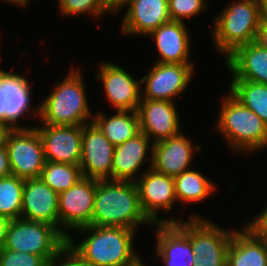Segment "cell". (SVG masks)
Returning <instances> with one entry per match:
<instances>
[{"label": "cell", "instance_id": "cell-1", "mask_svg": "<svg viewBox=\"0 0 267 266\" xmlns=\"http://www.w3.org/2000/svg\"><path fill=\"white\" fill-rule=\"evenodd\" d=\"M76 231L78 234L88 233V236L78 243L71 232L67 237V246L87 266H133L142 258L133 245L135 230L85 226Z\"/></svg>", "mask_w": 267, "mask_h": 266}, {"label": "cell", "instance_id": "cell-2", "mask_svg": "<svg viewBox=\"0 0 267 266\" xmlns=\"http://www.w3.org/2000/svg\"><path fill=\"white\" fill-rule=\"evenodd\" d=\"M143 224L154 225L141 208L135 182L96 180L89 226L125 227L137 231Z\"/></svg>", "mask_w": 267, "mask_h": 266}, {"label": "cell", "instance_id": "cell-3", "mask_svg": "<svg viewBox=\"0 0 267 266\" xmlns=\"http://www.w3.org/2000/svg\"><path fill=\"white\" fill-rule=\"evenodd\" d=\"M227 92L221 97L219 116L213 127L234 153L253 154L266 149L267 125L255 112Z\"/></svg>", "mask_w": 267, "mask_h": 266}, {"label": "cell", "instance_id": "cell-4", "mask_svg": "<svg viewBox=\"0 0 267 266\" xmlns=\"http://www.w3.org/2000/svg\"><path fill=\"white\" fill-rule=\"evenodd\" d=\"M70 70L54 90L38 103L41 124L86 125L93 122L94 114L87 100L84 76L79 67Z\"/></svg>", "mask_w": 267, "mask_h": 266}, {"label": "cell", "instance_id": "cell-5", "mask_svg": "<svg viewBox=\"0 0 267 266\" xmlns=\"http://www.w3.org/2000/svg\"><path fill=\"white\" fill-rule=\"evenodd\" d=\"M212 40L225 59L238 47L255 41L260 27L258 0L232 1L214 19Z\"/></svg>", "mask_w": 267, "mask_h": 266}, {"label": "cell", "instance_id": "cell-6", "mask_svg": "<svg viewBox=\"0 0 267 266\" xmlns=\"http://www.w3.org/2000/svg\"><path fill=\"white\" fill-rule=\"evenodd\" d=\"M67 245V238L54 226L23 218L11 220L5 249L43 256L47 261Z\"/></svg>", "mask_w": 267, "mask_h": 266}, {"label": "cell", "instance_id": "cell-7", "mask_svg": "<svg viewBox=\"0 0 267 266\" xmlns=\"http://www.w3.org/2000/svg\"><path fill=\"white\" fill-rule=\"evenodd\" d=\"M180 223L190 232V243L195 254L193 266H226L227 250L234 229H225L199 213Z\"/></svg>", "mask_w": 267, "mask_h": 266}, {"label": "cell", "instance_id": "cell-8", "mask_svg": "<svg viewBox=\"0 0 267 266\" xmlns=\"http://www.w3.org/2000/svg\"><path fill=\"white\" fill-rule=\"evenodd\" d=\"M6 149L12 175L22 179L40 178L46 159L41 138L34 127L12 129Z\"/></svg>", "mask_w": 267, "mask_h": 266}, {"label": "cell", "instance_id": "cell-9", "mask_svg": "<svg viewBox=\"0 0 267 266\" xmlns=\"http://www.w3.org/2000/svg\"><path fill=\"white\" fill-rule=\"evenodd\" d=\"M95 192L96 180L82 177L68 190L58 194L59 231L66 238L70 231L90 225Z\"/></svg>", "mask_w": 267, "mask_h": 266}, {"label": "cell", "instance_id": "cell-10", "mask_svg": "<svg viewBox=\"0 0 267 266\" xmlns=\"http://www.w3.org/2000/svg\"><path fill=\"white\" fill-rule=\"evenodd\" d=\"M141 208L146 217L153 223H178L180 218H160L158 211L168 213L177 201L175 196L174 178L160 174L152 169L146 170L135 181Z\"/></svg>", "mask_w": 267, "mask_h": 266}, {"label": "cell", "instance_id": "cell-11", "mask_svg": "<svg viewBox=\"0 0 267 266\" xmlns=\"http://www.w3.org/2000/svg\"><path fill=\"white\" fill-rule=\"evenodd\" d=\"M194 64H171L155 62L141 78L142 99L175 102L189 86L195 72ZM177 96V97H176Z\"/></svg>", "mask_w": 267, "mask_h": 266}, {"label": "cell", "instance_id": "cell-12", "mask_svg": "<svg viewBox=\"0 0 267 266\" xmlns=\"http://www.w3.org/2000/svg\"><path fill=\"white\" fill-rule=\"evenodd\" d=\"M98 69L95 78L102 81L110 106L115 111H137L142 99L141 78L136 80L125 68L109 61H102Z\"/></svg>", "mask_w": 267, "mask_h": 266}, {"label": "cell", "instance_id": "cell-13", "mask_svg": "<svg viewBox=\"0 0 267 266\" xmlns=\"http://www.w3.org/2000/svg\"><path fill=\"white\" fill-rule=\"evenodd\" d=\"M114 147L93 122L83 125L79 162L83 177L112 180Z\"/></svg>", "mask_w": 267, "mask_h": 266}, {"label": "cell", "instance_id": "cell-14", "mask_svg": "<svg viewBox=\"0 0 267 266\" xmlns=\"http://www.w3.org/2000/svg\"><path fill=\"white\" fill-rule=\"evenodd\" d=\"M41 138L46 161L79 164L83 125L33 126Z\"/></svg>", "mask_w": 267, "mask_h": 266}, {"label": "cell", "instance_id": "cell-15", "mask_svg": "<svg viewBox=\"0 0 267 266\" xmlns=\"http://www.w3.org/2000/svg\"><path fill=\"white\" fill-rule=\"evenodd\" d=\"M178 111L173 101L141 99L137 109L140 132L153 143L179 135L182 125Z\"/></svg>", "mask_w": 267, "mask_h": 266}, {"label": "cell", "instance_id": "cell-16", "mask_svg": "<svg viewBox=\"0 0 267 266\" xmlns=\"http://www.w3.org/2000/svg\"><path fill=\"white\" fill-rule=\"evenodd\" d=\"M191 140L181 132L177 136L153 143L151 169L172 177L191 169L194 153L202 148Z\"/></svg>", "mask_w": 267, "mask_h": 266}, {"label": "cell", "instance_id": "cell-17", "mask_svg": "<svg viewBox=\"0 0 267 266\" xmlns=\"http://www.w3.org/2000/svg\"><path fill=\"white\" fill-rule=\"evenodd\" d=\"M33 83L22 74L0 69V84L6 100L5 124L13 129L32 128V126L19 125L17 122L23 117L31 118L32 114L33 116L35 114L36 118L39 117V106L31 107Z\"/></svg>", "mask_w": 267, "mask_h": 266}, {"label": "cell", "instance_id": "cell-18", "mask_svg": "<svg viewBox=\"0 0 267 266\" xmlns=\"http://www.w3.org/2000/svg\"><path fill=\"white\" fill-rule=\"evenodd\" d=\"M152 150L153 142L142 132L121 145L115 146L112 163V180L135 182L138 179L137 176L140 177L143 172L151 169ZM149 154L150 158L148 157ZM147 159L150 162L146 161ZM146 162H149L148 168H145L141 172L140 170Z\"/></svg>", "mask_w": 267, "mask_h": 266}, {"label": "cell", "instance_id": "cell-19", "mask_svg": "<svg viewBox=\"0 0 267 266\" xmlns=\"http://www.w3.org/2000/svg\"><path fill=\"white\" fill-rule=\"evenodd\" d=\"M157 244L155 259L164 266H193L195 254L190 243V232L180 223L154 224Z\"/></svg>", "mask_w": 267, "mask_h": 266}, {"label": "cell", "instance_id": "cell-20", "mask_svg": "<svg viewBox=\"0 0 267 266\" xmlns=\"http://www.w3.org/2000/svg\"><path fill=\"white\" fill-rule=\"evenodd\" d=\"M20 218L45 222L59 230L58 193L41 178L24 179Z\"/></svg>", "mask_w": 267, "mask_h": 266}, {"label": "cell", "instance_id": "cell-21", "mask_svg": "<svg viewBox=\"0 0 267 266\" xmlns=\"http://www.w3.org/2000/svg\"><path fill=\"white\" fill-rule=\"evenodd\" d=\"M167 3L168 0H129L120 25L121 34L148 36L170 21Z\"/></svg>", "mask_w": 267, "mask_h": 266}, {"label": "cell", "instance_id": "cell-22", "mask_svg": "<svg viewBox=\"0 0 267 266\" xmlns=\"http://www.w3.org/2000/svg\"><path fill=\"white\" fill-rule=\"evenodd\" d=\"M187 23L170 20L153 30L152 37L159 54V63L194 64L191 60V37Z\"/></svg>", "mask_w": 267, "mask_h": 266}, {"label": "cell", "instance_id": "cell-23", "mask_svg": "<svg viewBox=\"0 0 267 266\" xmlns=\"http://www.w3.org/2000/svg\"><path fill=\"white\" fill-rule=\"evenodd\" d=\"M237 229L227 250L226 266H267V237L249 223Z\"/></svg>", "mask_w": 267, "mask_h": 266}, {"label": "cell", "instance_id": "cell-24", "mask_svg": "<svg viewBox=\"0 0 267 266\" xmlns=\"http://www.w3.org/2000/svg\"><path fill=\"white\" fill-rule=\"evenodd\" d=\"M231 80H248L267 85V50L255 42L238 47L226 60Z\"/></svg>", "mask_w": 267, "mask_h": 266}, {"label": "cell", "instance_id": "cell-25", "mask_svg": "<svg viewBox=\"0 0 267 266\" xmlns=\"http://www.w3.org/2000/svg\"><path fill=\"white\" fill-rule=\"evenodd\" d=\"M115 112L110 116L103 111L94 112L93 123L114 146H118L140 133V123L137 111Z\"/></svg>", "mask_w": 267, "mask_h": 266}, {"label": "cell", "instance_id": "cell-26", "mask_svg": "<svg viewBox=\"0 0 267 266\" xmlns=\"http://www.w3.org/2000/svg\"><path fill=\"white\" fill-rule=\"evenodd\" d=\"M198 170L188 169L173 177L175 196L178 202L192 205L205 201L216 192V185Z\"/></svg>", "mask_w": 267, "mask_h": 266}, {"label": "cell", "instance_id": "cell-27", "mask_svg": "<svg viewBox=\"0 0 267 266\" xmlns=\"http://www.w3.org/2000/svg\"><path fill=\"white\" fill-rule=\"evenodd\" d=\"M228 91L267 125V85L248 80H229Z\"/></svg>", "mask_w": 267, "mask_h": 266}, {"label": "cell", "instance_id": "cell-28", "mask_svg": "<svg viewBox=\"0 0 267 266\" xmlns=\"http://www.w3.org/2000/svg\"><path fill=\"white\" fill-rule=\"evenodd\" d=\"M83 177L79 164L46 161L40 178L58 194L68 190Z\"/></svg>", "mask_w": 267, "mask_h": 266}, {"label": "cell", "instance_id": "cell-29", "mask_svg": "<svg viewBox=\"0 0 267 266\" xmlns=\"http://www.w3.org/2000/svg\"><path fill=\"white\" fill-rule=\"evenodd\" d=\"M24 179L15 175L0 178V215L10 220L20 218Z\"/></svg>", "mask_w": 267, "mask_h": 266}, {"label": "cell", "instance_id": "cell-30", "mask_svg": "<svg viewBox=\"0 0 267 266\" xmlns=\"http://www.w3.org/2000/svg\"><path fill=\"white\" fill-rule=\"evenodd\" d=\"M58 11L65 17L80 14H89L93 18L99 19L102 15L109 14L103 5L102 0H56ZM100 16V17H99Z\"/></svg>", "mask_w": 267, "mask_h": 266}, {"label": "cell", "instance_id": "cell-31", "mask_svg": "<svg viewBox=\"0 0 267 266\" xmlns=\"http://www.w3.org/2000/svg\"><path fill=\"white\" fill-rule=\"evenodd\" d=\"M208 0H168V13L170 20L184 22L206 11Z\"/></svg>", "mask_w": 267, "mask_h": 266}, {"label": "cell", "instance_id": "cell-32", "mask_svg": "<svg viewBox=\"0 0 267 266\" xmlns=\"http://www.w3.org/2000/svg\"><path fill=\"white\" fill-rule=\"evenodd\" d=\"M43 256L5 249L0 250V266H46Z\"/></svg>", "mask_w": 267, "mask_h": 266}, {"label": "cell", "instance_id": "cell-33", "mask_svg": "<svg viewBox=\"0 0 267 266\" xmlns=\"http://www.w3.org/2000/svg\"><path fill=\"white\" fill-rule=\"evenodd\" d=\"M46 266H87L66 245L56 256L47 261Z\"/></svg>", "mask_w": 267, "mask_h": 266}, {"label": "cell", "instance_id": "cell-34", "mask_svg": "<svg viewBox=\"0 0 267 266\" xmlns=\"http://www.w3.org/2000/svg\"><path fill=\"white\" fill-rule=\"evenodd\" d=\"M249 224L261 235L267 237V206L254 218L250 219Z\"/></svg>", "mask_w": 267, "mask_h": 266}, {"label": "cell", "instance_id": "cell-35", "mask_svg": "<svg viewBox=\"0 0 267 266\" xmlns=\"http://www.w3.org/2000/svg\"><path fill=\"white\" fill-rule=\"evenodd\" d=\"M12 175L8 152L5 147L0 148V178Z\"/></svg>", "mask_w": 267, "mask_h": 266}, {"label": "cell", "instance_id": "cell-36", "mask_svg": "<svg viewBox=\"0 0 267 266\" xmlns=\"http://www.w3.org/2000/svg\"><path fill=\"white\" fill-rule=\"evenodd\" d=\"M102 1H103V5L105 6L106 10L110 14H115L117 12H121L122 9H126L125 6L129 2V0H102Z\"/></svg>", "mask_w": 267, "mask_h": 266}, {"label": "cell", "instance_id": "cell-37", "mask_svg": "<svg viewBox=\"0 0 267 266\" xmlns=\"http://www.w3.org/2000/svg\"><path fill=\"white\" fill-rule=\"evenodd\" d=\"M254 42L257 45H259L262 49L267 50V23L260 24Z\"/></svg>", "mask_w": 267, "mask_h": 266}, {"label": "cell", "instance_id": "cell-38", "mask_svg": "<svg viewBox=\"0 0 267 266\" xmlns=\"http://www.w3.org/2000/svg\"><path fill=\"white\" fill-rule=\"evenodd\" d=\"M10 219L0 215V250L4 247L6 242L7 228Z\"/></svg>", "mask_w": 267, "mask_h": 266}, {"label": "cell", "instance_id": "cell-39", "mask_svg": "<svg viewBox=\"0 0 267 266\" xmlns=\"http://www.w3.org/2000/svg\"><path fill=\"white\" fill-rule=\"evenodd\" d=\"M12 127L4 123H0V148L6 146V141Z\"/></svg>", "mask_w": 267, "mask_h": 266}, {"label": "cell", "instance_id": "cell-40", "mask_svg": "<svg viewBox=\"0 0 267 266\" xmlns=\"http://www.w3.org/2000/svg\"><path fill=\"white\" fill-rule=\"evenodd\" d=\"M6 100L0 84V123L5 124Z\"/></svg>", "mask_w": 267, "mask_h": 266}, {"label": "cell", "instance_id": "cell-41", "mask_svg": "<svg viewBox=\"0 0 267 266\" xmlns=\"http://www.w3.org/2000/svg\"><path fill=\"white\" fill-rule=\"evenodd\" d=\"M260 6V21L267 23V0H258Z\"/></svg>", "mask_w": 267, "mask_h": 266}, {"label": "cell", "instance_id": "cell-42", "mask_svg": "<svg viewBox=\"0 0 267 266\" xmlns=\"http://www.w3.org/2000/svg\"><path fill=\"white\" fill-rule=\"evenodd\" d=\"M5 3H9V5L18 6V7H24L28 6L30 3V0H2Z\"/></svg>", "mask_w": 267, "mask_h": 266}, {"label": "cell", "instance_id": "cell-43", "mask_svg": "<svg viewBox=\"0 0 267 266\" xmlns=\"http://www.w3.org/2000/svg\"><path fill=\"white\" fill-rule=\"evenodd\" d=\"M144 261H142L141 259L136 263L134 264L133 266H146L145 264L146 263H143Z\"/></svg>", "mask_w": 267, "mask_h": 266}]
</instances>
